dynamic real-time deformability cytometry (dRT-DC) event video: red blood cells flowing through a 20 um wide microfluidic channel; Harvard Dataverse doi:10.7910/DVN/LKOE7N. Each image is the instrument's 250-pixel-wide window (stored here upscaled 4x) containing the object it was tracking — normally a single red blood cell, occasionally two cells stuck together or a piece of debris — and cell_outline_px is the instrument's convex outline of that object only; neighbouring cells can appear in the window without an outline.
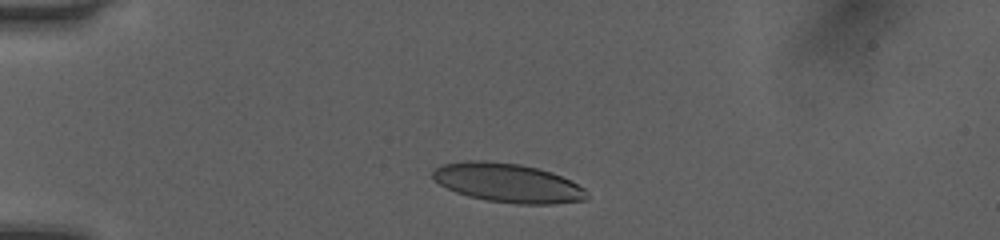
{"species": "human", "species_latin": "Homo sapiens", "temperature_condition": "room temperature", "stored_images_in_passage": 3, "camera_frame_rate_fps": 3000, "um_per_image_px": 0.085, "donor": {"sex": "female"}, "frame": {"image": 1, "passage_image": 2, "time_ms": 0.333, "image_size_px": [1000, 240], "cell_outline_px": [[588, 200], [552, 204], [516, 204], [484, 200], [468, 196], [456, 192], [440, 184], [432, 176], [432, 172], [436, 168], [444, 164], [464, 160], [480, 160], [520, 164], [552, 172], [584, 188], [588, 192]], "centroid_in_image_um": [43.17, 15.55], "position_along_channel_um": 41.8, "area_um2": 34.97}}